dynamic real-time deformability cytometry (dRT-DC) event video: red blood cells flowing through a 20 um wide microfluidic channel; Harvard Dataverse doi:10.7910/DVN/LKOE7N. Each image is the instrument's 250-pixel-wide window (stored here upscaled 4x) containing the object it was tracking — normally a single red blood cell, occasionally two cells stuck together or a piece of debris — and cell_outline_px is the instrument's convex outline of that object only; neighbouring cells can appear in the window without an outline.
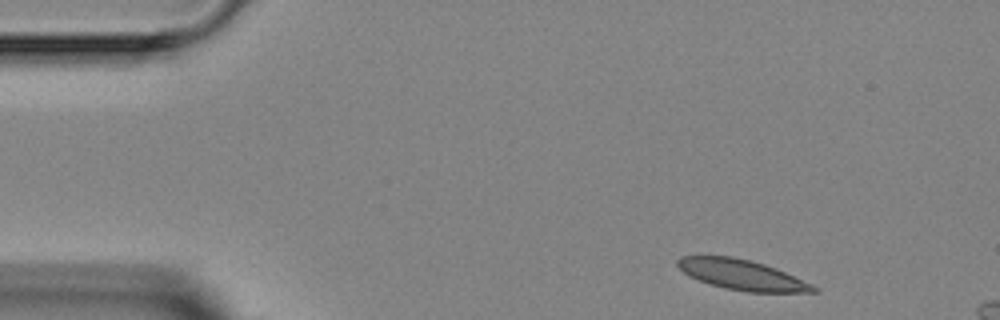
{"species": "Egyptian fruit bat (a non-hibernating species)", "species_latin": "Rousettus aegyptiacus", "temperature_condition": "room temperature", "stored_images_in_passage": 3, "camera_frame_rate_fps": 3000, "um_per_image_px": 0.085, "animal": {"sex": "female"}, "frame": {"image": 1, "passage_image": 1, "time_ms": 0.0, "image_size_px": [1000, 320], "cell_outline_px": [[820, 292], [748, 292], [724, 288], [688, 276], [676, 264], [676, 260], [680, 256], [732, 256], [752, 260], [776, 268], [812, 284], [820, 288]], "centroid_in_image_um": [63.09, 23.35], "position_along_channel_um": 21.9, "area_um2": 23.93}}